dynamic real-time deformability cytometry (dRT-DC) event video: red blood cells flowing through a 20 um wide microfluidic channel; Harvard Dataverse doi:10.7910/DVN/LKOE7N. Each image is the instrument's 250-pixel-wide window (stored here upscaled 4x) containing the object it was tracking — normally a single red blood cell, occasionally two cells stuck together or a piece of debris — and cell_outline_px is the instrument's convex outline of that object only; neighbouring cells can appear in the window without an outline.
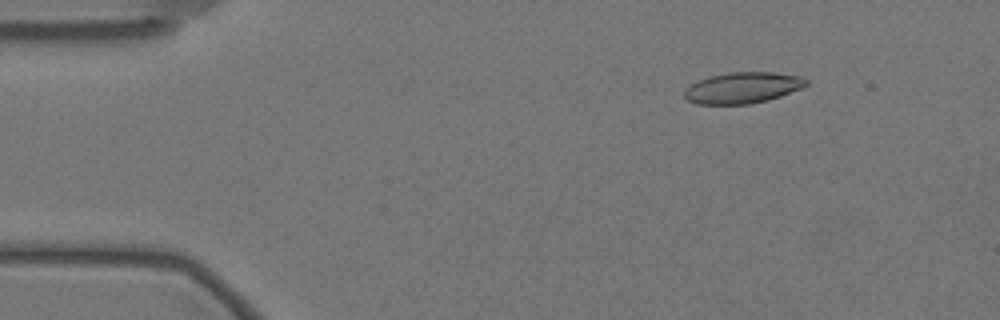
{"species": "Egyptian fruit bat (a non-hibernating species)", "species_latin": "Rousettus aegyptiacus", "temperature_condition": "warm", "stored_images_in_passage": 57, "camera_frame_rate_fps": 3000, "um_per_image_px": 0.085, "animal": {"sex": "female"}, "frame": {"image": 1, "passage_image": 7, "time_ms": 2.0, "image_size_px": [1000, 320], "cell_outline_px": [[808, 84], [800, 88], [780, 96], [768, 100], [748, 104], [696, 104], [688, 100], [684, 96], [684, 92], [692, 84], [700, 80], [712, 76], [728, 72], [776, 72], [800, 76], [808, 80]], "centroid_in_image_um": [63.15, 7.46], "position_along_channel_um": 21.8, "area_um2": 21.85}}
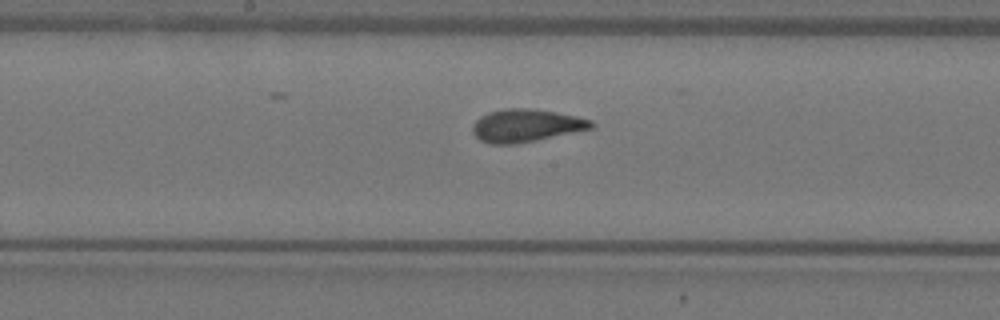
{"frame": {"image": 2, "passage_image": 29, "time_ms": 9.333, "image_size_px": [1000, 320], "cell_outline_px": [[596, 124], [592, 128], [536, 140], [516, 144], [492, 144], [480, 140], [472, 132], [472, 124], [480, 116], [488, 112], [504, 108], [528, 108], [556, 112], [576, 116], [592, 120]], "centroid_in_image_um": [44.69, 10.66], "position_along_channel_um": 203.5, "area_um2": 22.66}}
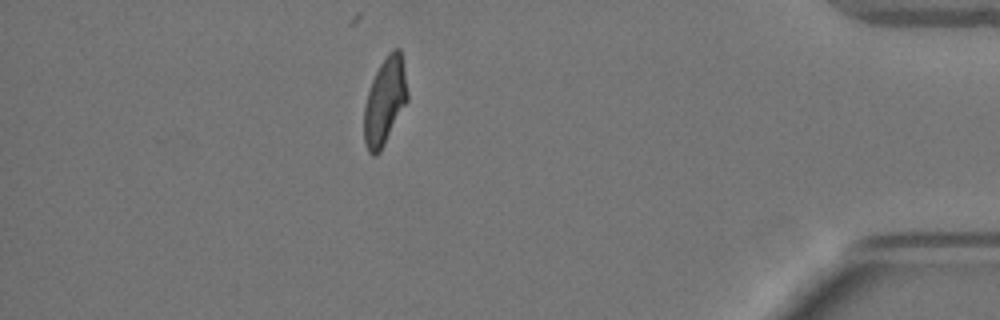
{"frame": {"image": 3, "passage_image": 50, "time_ms": 16.333, "image_size_px": [1000, 320], "cell_outline_px": [[408, 100], [380, 152], [376, 156], [372, 156], [368, 152], [364, 144], [364, 104], [372, 80], [380, 64], [388, 52], [392, 48], [400, 48], [408, 92]], "centroid_in_image_um": [32.7, 8.62], "position_along_channel_um": 402.5, "area_um2": 22.08}, "authors_computed_cell_mechanics": {"area_um2": 22.542, "velocity_mm_per_s": 3.4967, "shape_relaxation_time_tau1_ms": 10.5167, "shape_relaxation_time_tau2_ms": 1.304, "deformation_change_tau1": 0.2413, "deformation_change_tau2": 0.0838}}